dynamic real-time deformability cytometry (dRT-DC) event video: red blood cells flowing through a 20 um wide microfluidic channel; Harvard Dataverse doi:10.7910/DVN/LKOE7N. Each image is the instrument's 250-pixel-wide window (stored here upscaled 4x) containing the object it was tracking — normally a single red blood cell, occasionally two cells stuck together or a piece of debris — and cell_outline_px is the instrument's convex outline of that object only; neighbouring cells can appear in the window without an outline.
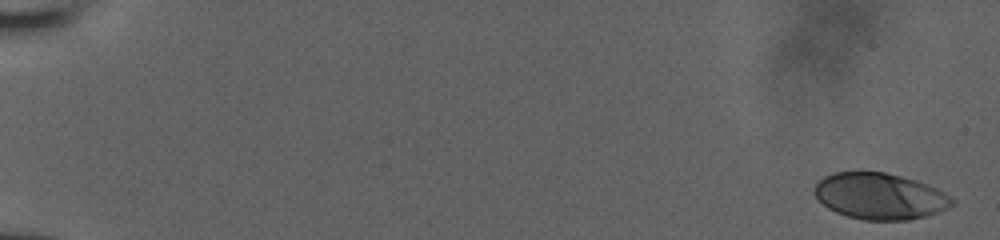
{"species": "human", "species_latin": "Homo sapiens", "temperature_condition": "room temperature", "stored_images_in_passage": 9, "camera_frame_rate_fps": 3000, "um_per_image_px": 0.085, "donor": {"sex": "male"}, "frame": {"image": 1, "passage_image": 1, "time_ms": 0.0, "image_size_px": [1000, 240], "cell_outline_px": [[956, 204], [948, 208], [928, 216], [908, 220], [864, 220], [848, 216], [836, 212], [828, 208], [816, 196], [816, 184], [824, 176], [832, 172], [884, 172], [916, 180], [928, 184], [952, 196], [956, 200]], "centroid_in_image_um": [74.86, 16.68], "position_along_channel_um": 10.1, "area_um2": 37.17}}
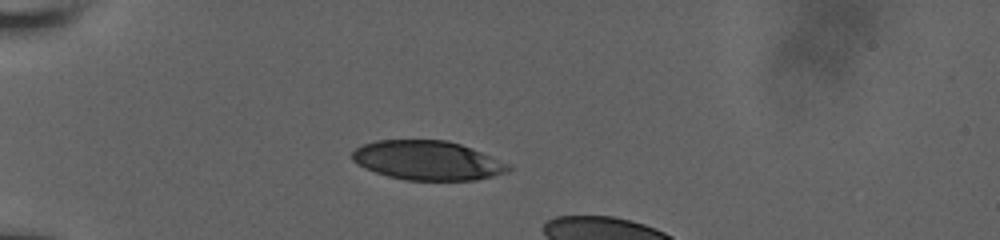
{"frame": {"image": 2, "passage_image": 6, "time_ms": 5.333, "image_size_px": [1000, 240], "cell_outline_px": [[512, 168], [508, 172], [476, 180], [404, 180], [388, 176], [364, 168], [356, 164], [352, 160], [352, 152], [356, 148], [364, 144], [376, 140], [448, 140], [460, 144], [512, 164]], "centroid_in_image_um": [36.35, 13.64], "position_along_channel_um": 48.7, "area_um2": 35.84}}